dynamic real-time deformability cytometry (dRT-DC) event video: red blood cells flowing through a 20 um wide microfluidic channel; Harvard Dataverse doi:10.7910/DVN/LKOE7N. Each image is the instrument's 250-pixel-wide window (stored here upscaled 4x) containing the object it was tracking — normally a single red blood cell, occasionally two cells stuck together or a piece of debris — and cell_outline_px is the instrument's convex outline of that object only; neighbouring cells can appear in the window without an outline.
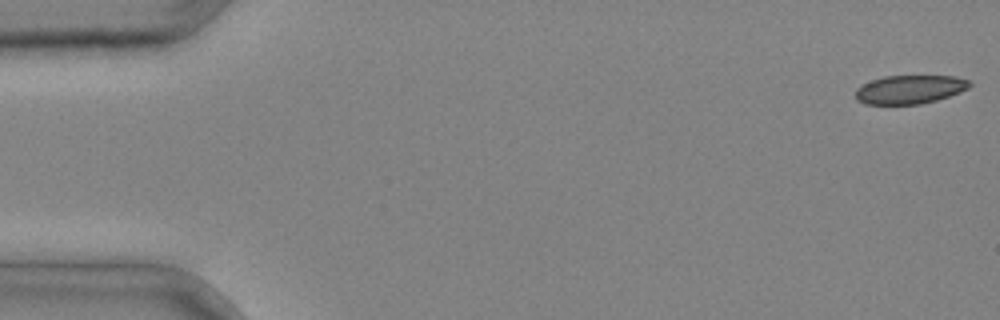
{"species": "common noctule bat (a hibernating species)", "species_latin": "Nyctalus noctula", "temperature_condition": "cold", "stored_images_in_passage": 4, "camera_frame_rate_fps": 3000, "um_per_image_px": 0.085, "animal": {"sex": "male", "body_mass_g": 20.4}, "frame": {"image": 1, "passage_image": 1, "time_ms": 0.0, "image_size_px": [1000, 320], "cell_outline_px": [[972, 84], [968, 88], [960, 92], [936, 100], [920, 104], [864, 104], [856, 100], [856, 88], [860, 84], [884, 76], [956, 76], [968, 80]], "centroid_in_image_um": [77.3, 7.6], "position_along_channel_um": 7.7, "area_um2": 19.07}}
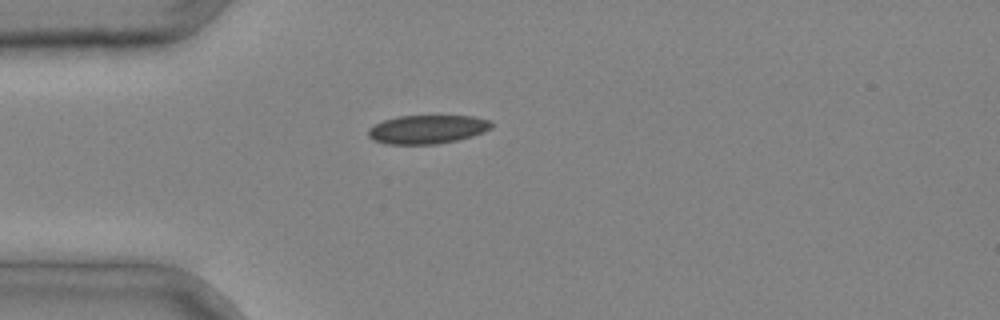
{"frame": {"image": 2, "passage_image": 4, "time_ms": 1.0, "image_size_px": [1000, 320], "cell_outline_px": [[492, 128], [484, 132], [472, 136], [456, 140], [436, 144], [384, 144], [368, 136], [368, 128], [384, 120], [400, 116], [472, 116], [492, 120]], "centroid_in_image_um": [36.35, 10.99], "position_along_channel_um": 48.6, "area_um2": 20.52}}